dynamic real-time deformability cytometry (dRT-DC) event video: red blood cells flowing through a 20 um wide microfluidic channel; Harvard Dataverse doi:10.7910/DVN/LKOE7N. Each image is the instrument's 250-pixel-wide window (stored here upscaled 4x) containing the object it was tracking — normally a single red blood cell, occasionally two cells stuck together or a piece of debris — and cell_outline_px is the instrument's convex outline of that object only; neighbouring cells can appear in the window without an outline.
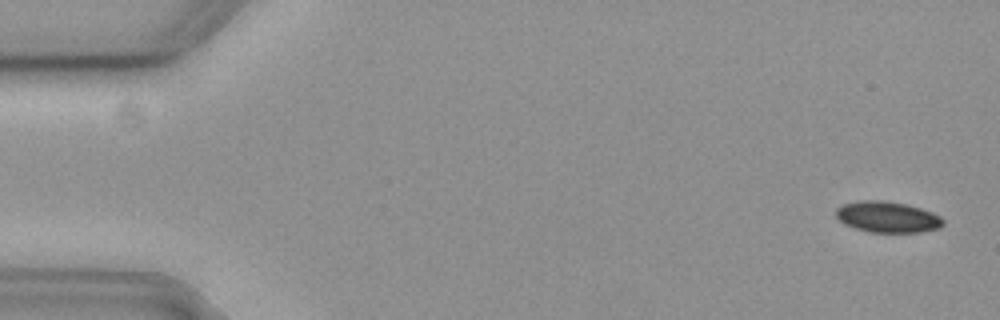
{"species": "common noctule bat (a hibernating species)", "species_latin": "Nyctalus noctula", "temperature_condition": "cold", "stored_images_in_passage": 52, "camera_frame_rate_fps": 3000, "um_per_image_px": 0.085, "animal": {"sex": "female", "body_mass_g": 19.3, "forearm_length_mm": 54.1}, "frame": {"image": 1, "passage_image": 2, "time_ms": 0.333, "image_size_px": [1000, 320], "cell_outline_px": [[944, 224], [940, 228], [920, 232], [872, 232], [856, 228], [844, 224], [836, 216], [836, 208], [844, 204], [856, 200], [884, 200], [908, 204], [932, 212], [940, 216], [944, 220]], "centroid_in_image_um": [75.45, 18.43], "position_along_channel_um": 9.6, "area_um2": 19.48}}
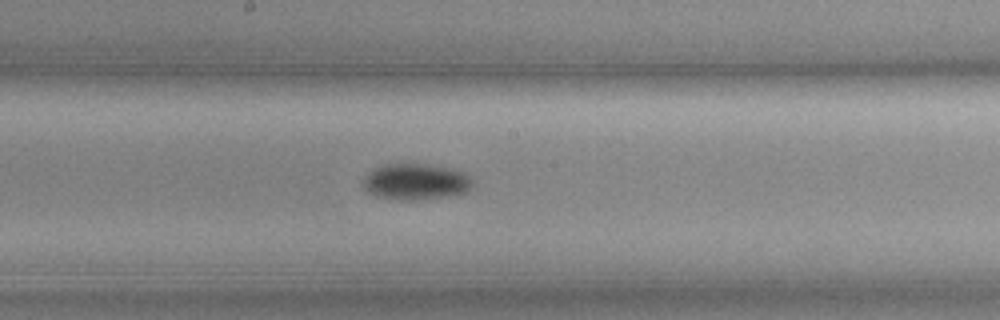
{"frame": {"image": 2, "passage_image": 30, "time_ms": 9.667, "image_size_px": [1000, 320], "cell_outline_px": [[472, 184], [464, 192], [448, 196], [412, 200], [400, 200], [376, 196], [364, 192], [364, 176], [368, 172], [384, 164], [424, 164], [444, 168], [460, 172], [468, 176], [472, 180]], "centroid_in_image_um": [35.24, 15.46], "position_along_channel_um": 213.0, "area_um2": 22.6}}
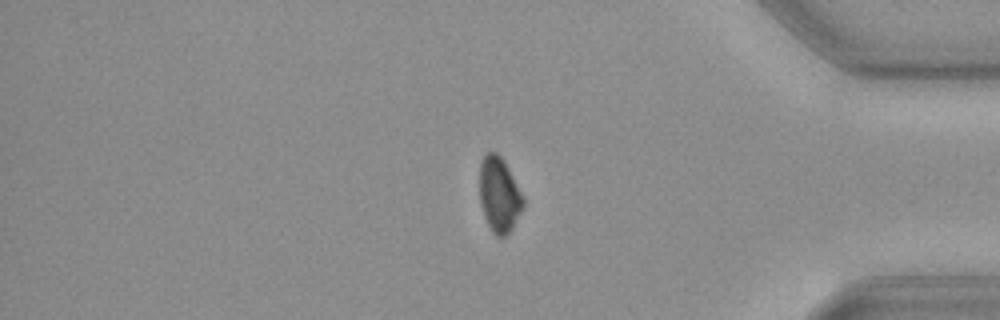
{"frame": {"image": 3, "passage_image": 47, "time_ms": 15.333, "image_size_px": [1000, 320], "cell_outline_px": [[524, 204], [512, 228], [504, 236], [496, 236], [492, 232], [484, 216], [480, 204], [480, 164], [484, 156], [488, 152], [496, 152], [504, 160], [524, 196]], "centroid_in_image_um": [42.43, 16.54], "position_along_channel_um": 392.8, "area_um2": 18.96}}